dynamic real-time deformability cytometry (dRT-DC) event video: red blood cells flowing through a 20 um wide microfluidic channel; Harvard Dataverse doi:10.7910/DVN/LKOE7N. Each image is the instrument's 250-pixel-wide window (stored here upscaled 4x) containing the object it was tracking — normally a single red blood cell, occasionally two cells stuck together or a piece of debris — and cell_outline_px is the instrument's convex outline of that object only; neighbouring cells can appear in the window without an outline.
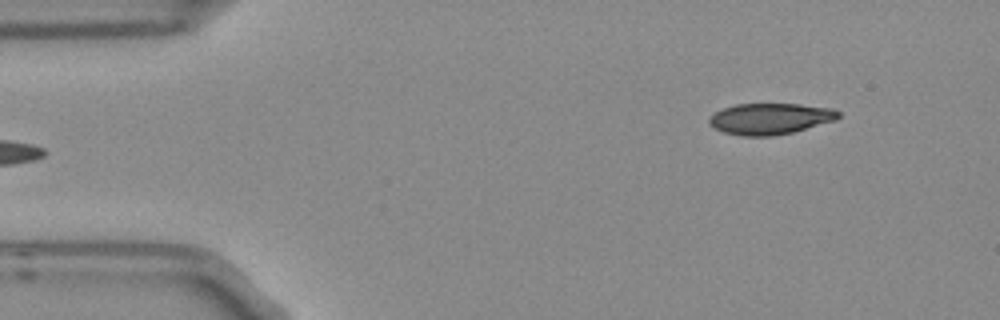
{"species": "Egyptian fruit bat (a non-hibernating species)", "species_latin": "Rousettus aegyptiacus", "temperature_condition": "room temperature", "stored_images_in_passage": 6, "segment_of_instrument_passage": [2, 2], "camera_frame_rate_fps": 3000, "um_per_image_px": 0.085, "frame": {"image": 1, "passage_image": 6, "time_ms": 1.667, "image_size_px": [1000, 320], "cell_outline_px": [[840, 116], [836, 120], [792, 132], [772, 136], [740, 136], [724, 132], [708, 124], [708, 116], [724, 108], [736, 104], [800, 104], [832, 108], [840, 112]], "centroid_in_image_um": [65.45, 10.09], "position_along_channel_um": 19.5, "area_um2": 23.47}}